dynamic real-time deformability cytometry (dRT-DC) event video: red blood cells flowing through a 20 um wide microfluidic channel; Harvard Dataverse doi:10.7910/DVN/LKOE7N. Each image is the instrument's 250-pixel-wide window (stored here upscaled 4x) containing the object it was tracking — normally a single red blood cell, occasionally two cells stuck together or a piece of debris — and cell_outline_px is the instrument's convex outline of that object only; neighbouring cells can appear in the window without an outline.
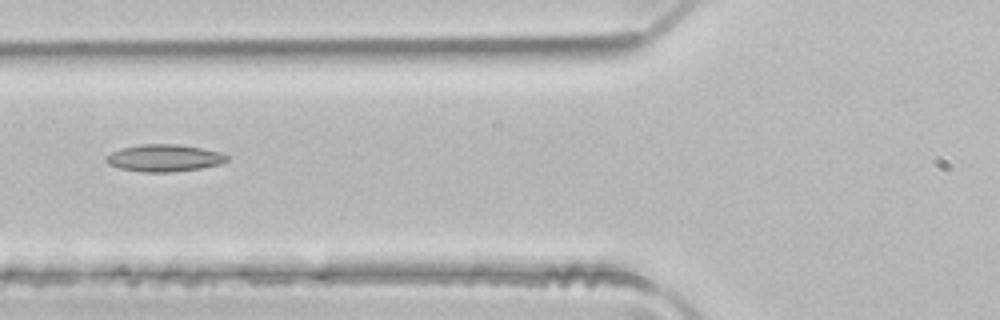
{"species": "common noctule bat (a hibernating species)", "species_latin": "Nyctalus noctula", "temperature_condition": "room temperature", "stored_images_in_passage": 4, "camera_frame_rate_fps": 3000, "um_per_image_px": 0.085, "animal": {"sex": "male", "body_mass_g": 21.5, "forearm_length_mm": 52.0}, "frame": {"image": 1, "passage_image": 4, "time_ms": 1.0, "image_size_px": [1000, 320], "cell_outline_px": [[228, 160], [220, 164], [200, 168], [172, 172], [144, 172], [120, 168], [108, 164], [104, 160], [104, 156], [120, 148], [140, 144], [180, 144], [220, 152], [228, 156]], "centroid_in_image_um": [13.92, 13.42], "position_along_channel_um": 111.9, "area_um2": 19.13}}